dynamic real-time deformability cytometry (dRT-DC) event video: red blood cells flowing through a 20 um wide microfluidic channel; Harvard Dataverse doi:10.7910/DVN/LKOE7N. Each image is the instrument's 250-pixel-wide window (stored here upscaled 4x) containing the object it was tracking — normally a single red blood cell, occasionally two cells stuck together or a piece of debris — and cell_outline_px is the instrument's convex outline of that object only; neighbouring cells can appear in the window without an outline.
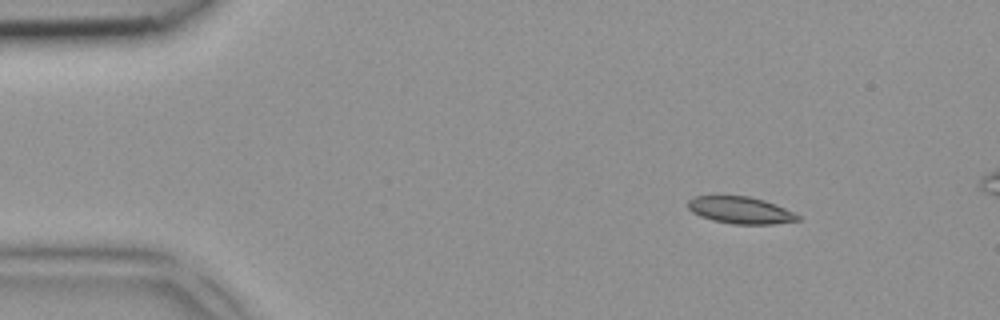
{"species": "common noctule bat (a hibernating species)", "species_latin": "Nyctalus noctula", "temperature_condition": "room temperature", "stored_images_in_passage": 3, "camera_frame_rate_fps": 3000, "um_per_image_px": 0.085, "animal": {"sex": "female", "body_mass_g": 18.4}, "frame": {"image": 1, "passage_image": 1, "time_ms": 0.0, "image_size_px": [1000, 320], "cell_outline_px": [[800, 220], [772, 224], [732, 224], [712, 220], [700, 216], [692, 212], [688, 208], [688, 200], [696, 196], [748, 196], [764, 200], [776, 204], [800, 216]], "centroid_in_image_um": [62.92, 17.87], "position_along_channel_um": 22.1, "area_um2": 17.17}}